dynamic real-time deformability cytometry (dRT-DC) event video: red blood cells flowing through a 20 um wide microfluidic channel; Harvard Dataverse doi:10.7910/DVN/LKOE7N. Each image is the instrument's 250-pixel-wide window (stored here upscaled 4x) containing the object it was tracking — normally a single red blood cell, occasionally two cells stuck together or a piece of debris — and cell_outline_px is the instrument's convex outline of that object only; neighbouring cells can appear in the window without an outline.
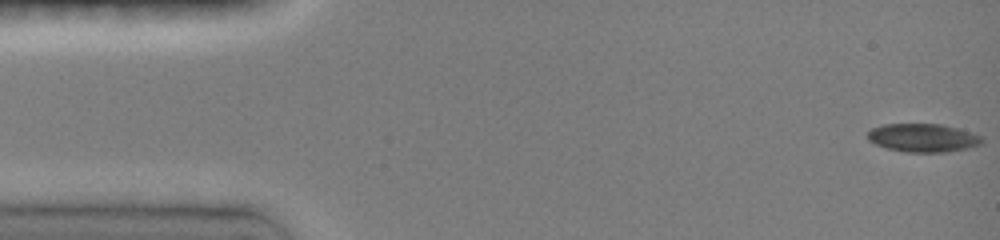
{"species": "common noctule bat (a hibernating species)", "species_latin": "Nyctalus noctula", "temperature_condition": "room temperature", "stored_images_in_passage": 47, "camera_frame_rate_fps": 3000, "um_per_image_px": 0.085, "animal": {"sex": "female", "body_mass_g": 19.0, "forearm_length_mm": 51.5}, "frame": {"image": 1, "passage_image": 1, "time_ms": 0.0, "image_size_px": [1000, 240], "cell_outline_px": [[980, 144], [948, 152], [908, 152], [888, 148], [876, 144], [868, 140], [868, 132], [872, 128], [884, 124], [940, 124], [956, 128], [980, 136]], "centroid_in_image_um": [78.39, 11.71], "position_along_channel_um": 6.6, "area_um2": 18.38}}
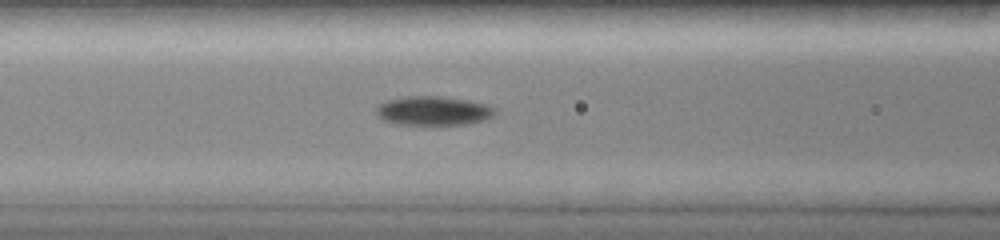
{"frame": {"image": 2, "passage_image": 19, "time_ms": 6.0, "image_size_px": [1000, 240], "cell_outline_px": [[496, 112], [492, 116], [484, 120], [464, 124], [396, 124], [384, 120], [376, 116], [376, 104], [388, 100], [404, 96], [440, 96], [468, 100], [488, 104], [496, 108]], "centroid_in_image_um": [36.81, 9.4], "position_along_channel_um": 129.8, "area_um2": 20.23}}
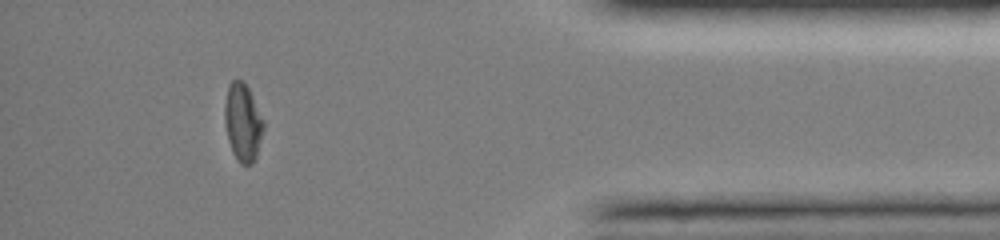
{"frame": {"image": 3, "passage_image": 42, "time_ms": 13.667, "image_size_px": [1000, 240], "cell_outline_px": [[264, 128], [256, 156], [252, 164], [240, 164], [232, 152], [228, 140], [224, 120], [224, 104], [228, 84], [232, 80], [244, 80], [264, 120]], "centroid_in_image_um": [20.62, 10.38], "position_along_channel_um": 414.6, "area_um2": 17.69}, "authors_computed_cell_mechanics": {"area_um2": 18.6694, "velocity_mm_per_s": 4.104, "shape_relaxation_time_tau1_ms": null, "shape_relaxation_time_tau2_ms": 9.5747, "deformation_change_tau1": null, "deformation_change_tau2": 0.1264}}